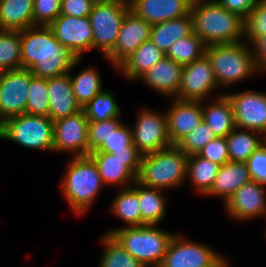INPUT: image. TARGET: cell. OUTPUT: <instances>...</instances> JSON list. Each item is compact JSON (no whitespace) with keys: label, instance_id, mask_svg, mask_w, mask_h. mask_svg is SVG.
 I'll use <instances>...</instances> for the list:
<instances>
[{"label":"cell","instance_id":"cell-43","mask_svg":"<svg viewBox=\"0 0 266 267\" xmlns=\"http://www.w3.org/2000/svg\"><path fill=\"white\" fill-rule=\"evenodd\" d=\"M197 154L220 166L230 161L226 137L214 138L198 151Z\"/></svg>","mask_w":266,"mask_h":267},{"label":"cell","instance_id":"cell-9","mask_svg":"<svg viewBox=\"0 0 266 267\" xmlns=\"http://www.w3.org/2000/svg\"><path fill=\"white\" fill-rule=\"evenodd\" d=\"M132 128L133 144L143 156L171 146L166 113L146 107L138 111Z\"/></svg>","mask_w":266,"mask_h":267},{"label":"cell","instance_id":"cell-38","mask_svg":"<svg viewBox=\"0 0 266 267\" xmlns=\"http://www.w3.org/2000/svg\"><path fill=\"white\" fill-rule=\"evenodd\" d=\"M244 21V41L248 44L266 35V0H259Z\"/></svg>","mask_w":266,"mask_h":267},{"label":"cell","instance_id":"cell-10","mask_svg":"<svg viewBox=\"0 0 266 267\" xmlns=\"http://www.w3.org/2000/svg\"><path fill=\"white\" fill-rule=\"evenodd\" d=\"M183 235L175 233L158 267H211L223 256L206 243Z\"/></svg>","mask_w":266,"mask_h":267},{"label":"cell","instance_id":"cell-7","mask_svg":"<svg viewBox=\"0 0 266 267\" xmlns=\"http://www.w3.org/2000/svg\"><path fill=\"white\" fill-rule=\"evenodd\" d=\"M54 122L45 116L20 114L0 124V139L31 150L53 152Z\"/></svg>","mask_w":266,"mask_h":267},{"label":"cell","instance_id":"cell-44","mask_svg":"<svg viewBox=\"0 0 266 267\" xmlns=\"http://www.w3.org/2000/svg\"><path fill=\"white\" fill-rule=\"evenodd\" d=\"M252 181L266 185V142L246 161Z\"/></svg>","mask_w":266,"mask_h":267},{"label":"cell","instance_id":"cell-33","mask_svg":"<svg viewBox=\"0 0 266 267\" xmlns=\"http://www.w3.org/2000/svg\"><path fill=\"white\" fill-rule=\"evenodd\" d=\"M206 48L207 45L192 32L189 36L176 41L165 56L185 66L203 57L206 54Z\"/></svg>","mask_w":266,"mask_h":267},{"label":"cell","instance_id":"cell-13","mask_svg":"<svg viewBox=\"0 0 266 267\" xmlns=\"http://www.w3.org/2000/svg\"><path fill=\"white\" fill-rule=\"evenodd\" d=\"M28 69L0 72V124L6 119L26 113L30 80Z\"/></svg>","mask_w":266,"mask_h":267},{"label":"cell","instance_id":"cell-47","mask_svg":"<svg viewBox=\"0 0 266 267\" xmlns=\"http://www.w3.org/2000/svg\"><path fill=\"white\" fill-rule=\"evenodd\" d=\"M252 51L256 65L266 72V35L258 37L252 44Z\"/></svg>","mask_w":266,"mask_h":267},{"label":"cell","instance_id":"cell-19","mask_svg":"<svg viewBox=\"0 0 266 267\" xmlns=\"http://www.w3.org/2000/svg\"><path fill=\"white\" fill-rule=\"evenodd\" d=\"M165 113L167 117L168 136L171 144L176 145L203 121L202 101L172 98L171 105Z\"/></svg>","mask_w":266,"mask_h":267},{"label":"cell","instance_id":"cell-22","mask_svg":"<svg viewBox=\"0 0 266 267\" xmlns=\"http://www.w3.org/2000/svg\"><path fill=\"white\" fill-rule=\"evenodd\" d=\"M49 118L54 122L82 110L72 90L70 74L47 79Z\"/></svg>","mask_w":266,"mask_h":267},{"label":"cell","instance_id":"cell-42","mask_svg":"<svg viewBox=\"0 0 266 267\" xmlns=\"http://www.w3.org/2000/svg\"><path fill=\"white\" fill-rule=\"evenodd\" d=\"M133 144V134L130 125L123 122L119 128L112 132L108 140H106L102 146L94 152H106L112 153L113 151L126 150L127 146Z\"/></svg>","mask_w":266,"mask_h":267},{"label":"cell","instance_id":"cell-4","mask_svg":"<svg viewBox=\"0 0 266 267\" xmlns=\"http://www.w3.org/2000/svg\"><path fill=\"white\" fill-rule=\"evenodd\" d=\"M206 55L221 91L263 73L255 63L251 45L246 41L208 45Z\"/></svg>","mask_w":266,"mask_h":267},{"label":"cell","instance_id":"cell-25","mask_svg":"<svg viewBox=\"0 0 266 267\" xmlns=\"http://www.w3.org/2000/svg\"><path fill=\"white\" fill-rule=\"evenodd\" d=\"M211 102L202 101L203 121L210 127L216 137H226L236 127L234 109L230 99L224 93L215 95Z\"/></svg>","mask_w":266,"mask_h":267},{"label":"cell","instance_id":"cell-1","mask_svg":"<svg viewBox=\"0 0 266 267\" xmlns=\"http://www.w3.org/2000/svg\"><path fill=\"white\" fill-rule=\"evenodd\" d=\"M21 68L39 78L59 77L69 73L77 60L60 44L50 26L35 25L20 31Z\"/></svg>","mask_w":266,"mask_h":267},{"label":"cell","instance_id":"cell-2","mask_svg":"<svg viewBox=\"0 0 266 267\" xmlns=\"http://www.w3.org/2000/svg\"><path fill=\"white\" fill-rule=\"evenodd\" d=\"M193 33L207 46L244 41L245 21L218 2L194 0L191 13Z\"/></svg>","mask_w":266,"mask_h":267},{"label":"cell","instance_id":"cell-15","mask_svg":"<svg viewBox=\"0 0 266 267\" xmlns=\"http://www.w3.org/2000/svg\"><path fill=\"white\" fill-rule=\"evenodd\" d=\"M151 24L129 10L125 15L114 47L104 58L116 69L151 37Z\"/></svg>","mask_w":266,"mask_h":267},{"label":"cell","instance_id":"cell-18","mask_svg":"<svg viewBox=\"0 0 266 267\" xmlns=\"http://www.w3.org/2000/svg\"><path fill=\"white\" fill-rule=\"evenodd\" d=\"M88 156L96 164L105 187L127 188L137 181L141 160H119L106 152H92Z\"/></svg>","mask_w":266,"mask_h":267},{"label":"cell","instance_id":"cell-5","mask_svg":"<svg viewBox=\"0 0 266 267\" xmlns=\"http://www.w3.org/2000/svg\"><path fill=\"white\" fill-rule=\"evenodd\" d=\"M188 158L176 145L143 155L137 181L164 191L179 189L187 181Z\"/></svg>","mask_w":266,"mask_h":267},{"label":"cell","instance_id":"cell-36","mask_svg":"<svg viewBox=\"0 0 266 267\" xmlns=\"http://www.w3.org/2000/svg\"><path fill=\"white\" fill-rule=\"evenodd\" d=\"M21 69L20 31L0 30V72Z\"/></svg>","mask_w":266,"mask_h":267},{"label":"cell","instance_id":"cell-31","mask_svg":"<svg viewBox=\"0 0 266 267\" xmlns=\"http://www.w3.org/2000/svg\"><path fill=\"white\" fill-rule=\"evenodd\" d=\"M226 141L230 161L246 162L266 142V137L256 131L235 127L226 136Z\"/></svg>","mask_w":266,"mask_h":267},{"label":"cell","instance_id":"cell-16","mask_svg":"<svg viewBox=\"0 0 266 267\" xmlns=\"http://www.w3.org/2000/svg\"><path fill=\"white\" fill-rule=\"evenodd\" d=\"M49 26L57 41L67 47L77 59H83L84 53L93 50V31L89 16L74 17L60 14Z\"/></svg>","mask_w":266,"mask_h":267},{"label":"cell","instance_id":"cell-32","mask_svg":"<svg viewBox=\"0 0 266 267\" xmlns=\"http://www.w3.org/2000/svg\"><path fill=\"white\" fill-rule=\"evenodd\" d=\"M220 165L199 156L189 155L187 162V181L189 179L195 193L205 196L212 188Z\"/></svg>","mask_w":266,"mask_h":267},{"label":"cell","instance_id":"cell-20","mask_svg":"<svg viewBox=\"0 0 266 267\" xmlns=\"http://www.w3.org/2000/svg\"><path fill=\"white\" fill-rule=\"evenodd\" d=\"M194 0H129L130 10L151 25L191 13Z\"/></svg>","mask_w":266,"mask_h":267},{"label":"cell","instance_id":"cell-41","mask_svg":"<svg viewBox=\"0 0 266 267\" xmlns=\"http://www.w3.org/2000/svg\"><path fill=\"white\" fill-rule=\"evenodd\" d=\"M61 11V0H34L33 19L35 25L49 26Z\"/></svg>","mask_w":266,"mask_h":267},{"label":"cell","instance_id":"cell-45","mask_svg":"<svg viewBox=\"0 0 266 267\" xmlns=\"http://www.w3.org/2000/svg\"><path fill=\"white\" fill-rule=\"evenodd\" d=\"M95 2V0H61L60 14L87 17L91 13Z\"/></svg>","mask_w":266,"mask_h":267},{"label":"cell","instance_id":"cell-50","mask_svg":"<svg viewBox=\"0 0 266 267\" xmlns=\"http://www.w3.org/2000/svg\"><path fill=\"white\" fill-rule=\"evenodd\" d=\"M199 1H202V2H217L219 0H199Z\"/></svg>","mask_w":266,"mask_h":267},{"label":"cell","instance_id":"cell-27","mask_svg":"<svg viewBox=\"0 0 266 267\" xmlns=\"http://www.w3.org/2000/svg\"><path fill=\"white\" fill-rule=\"evenodd\" d=\"M34 0H0V30L21 31L34 26Z\"/></svg>","mask_w":266,"mask_h":267},{"label":"cell","instance_id":"cell-37","mask_svg":"<svg viewBox=\"0 0 266 267\" xmlns=\"http://www.w3.org/2000/svg\"><path fill=\"white\" fill-rule=\"evenodd\" d=\"M47 79L33 76L30 80L26 114L49 117Z\"/></svg>","mask_w":266,"mask_h":267},{"label":"cell","instance_id":"cell-26","mask_svg":"<svg viewBox=\"0 0 266 267\" xmlns=\"http://www.w3.org/2000/svg\"><path fill=\"white\" fill-rule=\"evenodd\" d=\"M82 59H77L72 65L69 74L72 90L77 103L83 109L97 94L101 93L104 88L102 84L101 73L95 66H87L78 71V74H72V70L81 64Z\"/></svg>","mask_w":266,"mask_h":267},{"label":"cell","instance_id":"cell-14","mask_svg":"<svg viewBox=\"0 0 266 267\" xmlns=\"http://www.w3.org/2000/svg\"><path fill=\"white\" fill-rule=\"evenodd\" d=\"M224 93L232 103L235 126L266 137V92L246 89Z\"/></svg>","mask_w":266,"mask_h":267},{"label":"cell","instance_id":"cell-12","mask_svg":"<svg viewBox=\"0 0 266 267\" xmlns=\"http://www.w3.org/2000/svg\"><path fill=\"white\" fill-rule=\"evenodd\" d=\"M88 126L89 121L83 109L54 121L53 152L69 153L71 157L88 156Z\"/></svg>","mask_w":266,"mask_h":267},{"label":"cell","instance_id":"cell-39","mask_svg":"<svg viewBox=\"0 0 266 267\" xmlns=\"http://www.w3.org/2000/svg\"><path fill=\"white\" fill-rule=\"evenodd\" d=\"M122 118H113L110 120L89 122L88 126V144L89 154L97 151L102 144L108 140L112 132H115L124 122Z\"/></svg>","mask_w":266,"mask_h":267},{"label":"cell","instance_id":"cell-28","mask_svg":"<svg viewBox=\"0 0 266 267\" xmlns=\"http://www.w3.org/2000/svg\"><path fill=\"white\" fill-rule=\"evenodd\" d=\"M193 32L191 15L170 19L154 24L150 40L166 54L169 48L179 39L189 36Z\"/></svg>","mask_w":266,"mask_h":267},{"label":"cell","instance_id":"cell-46","mask_svg":"<svg viewBox=\"0 0 266 267\" xmlns=\"http://www.w3.org/2000/svg\"><path fill=\"white\" fill-rule=\"evenodd\" d=\"M259 0H219L217 1L223 8L229 12L246 18Z\"/></svg>","mask_w":266,"mask_h":267},{"label":"cell","instance_id":"cell-48","mask_svg":"<svg viewBox=\"0 0 266 267\" xmlns=\"http://www.w3.org/2000/svg\"><path fill=\"white\" fill-rule=\"evenodd\" d=\"M111 154L119 160H141L142 158L134 144L127 146L126 150L113 151Z\"/></svg>","mask_w":266,"mask_h":267},{"label":"cell","instance_id":"cell-11","mask_svg":"<svg viewBox=\"0 0 266 267\" xmlns=\"http://www.w3.org/2000/svg\"><path fill=\"white\" fill-rule=\"evenodd\" d=\"M221 92L211 61L206 54L191 64L183 66L181 84L176 99L206 101L212 94L217 93L219 96L224 94V91Z\"/></svg>","mask_w":266,"mask_h":267},{"label":"cell","instance_id":"cell-6","mask_svg":"<svg viewBox=\"0 0 266 267\" xmlns=\"http://www.w3.org/2000/svg\"><path fill=\"white\" fill-rule=\"evenodd\" d=\"M104 234L111 235L129 254L145 267H158L175 235L158 225L116 227Z\"/></svg>","mask_w":266,"mask_h":267},{"label":"cell","instance_id":"cell-35","mask_svg":"<svg viewBox=\"0 0 266 267\" xmlns=\"http://www.w3.org/2000/svg\"><path fill=\"white\" fill-rule=\"evenodd\" d=\"M83 110L89 122L119 118L122 114L115 94L108 89L97 94Z\"/></svg>","mask_w":266,"mask_h":267},{"label":"cell","instance_id":"cell-49","mask_svg":"<svg viewBox=\"0 0 266 267\" xmlns=\"http://www.w3.org/2000/svg\"><path fill=\"white\" fill-rule=\"evenodd\" d=\"M211 267H231V263L226 256H222Z\"/></svg>","mask_w":266,"mask_h":267},{"label":"cell","instance_id":"cell-23","mask_svg":"<svg viewBox=\"0 0 266 267\" xmlns=\"http://www.w3.org/2000/svg\"><path fill=\"white\" fill-rule=\"evenodd\" d=\"M250 181L246 162H226L220 166L211 190L204 197L218 196L224 205L236 190Z\"/></svg>","mask_w":266,"mask_h":267},{"label":"cell","instance_id":"cell-24","mask_svg":"<svg viewBox=\"0 0 266 267\" xmlns=\"http://www.w3.org/2000/svg\"><path fill=\"white\" fill-rule=\"evenodd\" d=\"M165 57V54L149 39L134 53L125 59L117 68L128 82H138L150 68Z\"/></svg>","mask_w":266,"mask_h":267},{"label":"cell","instance_id":"cell-34","mask_svg":"<svg viewBox=\"0 0 266 267\" xmlns=\"http://www.w3.org/2000/svg\"><path fill=\"white\" fill-rule=\"evenodd\" d=\"M99 240L103 244L104 250L97 267H145L111 235L104 234Z\"/></svg>","mask_w":266,"mask_h":267},{"label":"cell","instance_id":"cell-21","mask_svg":"<svg viewBox=\"0 0 266 267\" xmlns=\"http://www.w3.org/2000/svg\"><path fill=\"white\" fill-rule=\"evenodd\" d=\"M182 70V65L165 56L138 81L167 98H176L181 84Z\"/></svg>","mask_w":266,"mask_h":267},{"label":"cell","instance_id":"cell-8","mask_svg":"<svg viewBox=\"0 0 266 267\" xmlns=\"http://www.w3.org/2000/svg\"><path fill=\"white\" fill-rule=\"evenodd\" d=\"M130 10L127 0L96 1L89 14L93 31V50L104 57L118 37L122 21Z\"/></svg>","mask_w":266,"mask_h":267},{"label":"cell","instance_id":"cell-40","mask_svg":"<svg viewBox=\"0 0 266 267\" xmlns=\"http://www.w3.org/2000/svg\"><path fill=\"white\" fill-rule=\"evenodd\" d=\"M216 138L210 127L202 121L190 134L182 138L176 146L186 155L196 154L211 140Z\"/></svg>","mask_w":266,"mask_h":267},{"label":"cell","instance_id":"cell-29","mask_svg":"<svg viewBox=\"0 0 266 267\" xmlns=\"http://www.w3.org/2000/svg\"><path fill=\"white\" fill-rule=\"evenodd\" d=\"M112 202L110 203V212L122 222L123 227H140L141 213L138 200V181L127 188L117 189Z\"/></svg>","mask_w":266,"mask_h":267},{"label":"cell","instance_id":"cell-30","mask_svg":"<svg viewBox=\"0 0 266 267\" xmlns=\"http://www.w3.org/2000/svg\"><path fill=\"white\" fill-rule=\"evenodd\" d=\"M164 190L147 187L138 182L141 226L158 225L165 221L167 198Z\"/></svg>","mask_w":266,"mask_h":267},{"label":"cell","instance_id":"cell-17","mask_svg":"<svg viewBox=\"0 0 266 267\" xmlns=\"http://www.w3.org/2000/svg\"><path fill=\"white\" fill-rule=\"evenodd\" d=\"M231 219L246 222L266 218V185L250 181L242 185L224 204Z\"/></svg>","mask_w":266,"mask_h":267},{"label":"cell","instance_id":"cell-3","mask_svg":"<svg viewBox=\"0 0 266 267\" xmlns=\"http://www.w3.org/2000/svg\"><path fill=\"white\" fill-rule=\"evenodd\" d=\"M61 194L75 216L87 214L105 186L89 157H70L61 178Z\"/></svg>","mask_w":266,"mask_h":267}]
</instances>
